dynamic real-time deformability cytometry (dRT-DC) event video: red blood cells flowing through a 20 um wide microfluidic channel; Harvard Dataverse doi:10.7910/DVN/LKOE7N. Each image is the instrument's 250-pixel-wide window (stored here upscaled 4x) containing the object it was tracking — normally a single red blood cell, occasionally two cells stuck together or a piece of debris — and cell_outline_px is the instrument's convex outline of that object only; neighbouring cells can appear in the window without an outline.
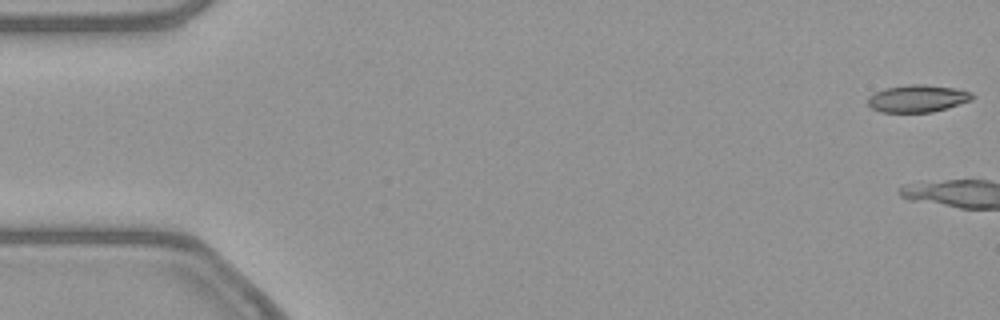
{"species": "common noctule bat (a hibernating species)", "species_latin": "Nyctalus noctula", "temperature_condition": "warm", "stored_images_in_passage": 4, "camera_frame_rate_fps": 3000, "um_per_image_px": 0.085, "animal": {"sex": "female", "body_mass_g": 21.9}, "frame": {"image": 1, "passage_image": 1, "time_ms": 0.0, "image_size_px": [1000, 320], "cell_outline_px": [[976, 96], [972, 100], [932, 112], [880, 112], [872, 108], [868, 104], [868, 96], [884, 88], [908, 84], [924, 84], [956, 88], [972, 92]], "centroid_in_image_um": [78.01, 8.36], "position_along_channel_um": 7.0, "area_um2": 16.7}}